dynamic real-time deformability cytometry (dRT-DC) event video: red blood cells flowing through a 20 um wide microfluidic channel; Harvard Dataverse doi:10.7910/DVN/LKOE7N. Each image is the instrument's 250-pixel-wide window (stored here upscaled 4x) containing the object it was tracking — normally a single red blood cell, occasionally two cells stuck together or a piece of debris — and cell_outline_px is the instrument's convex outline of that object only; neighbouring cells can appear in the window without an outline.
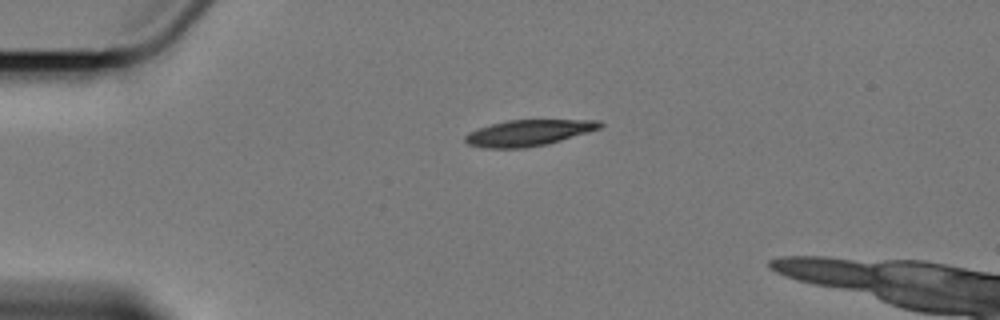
{"species": "Egyptian fruit bat (a non-hibernating species)", "species_latin": "Rousettus aegyptiacus", "temperature_condition": "cold", "stored_images_in_passage": 2, "camera_frame_rate_fps": 3000, "um_per_image_px": 0.085, "animal": {"sex": "female"}, "frame": {"image": 1, "passage_image": 1, "time_ms": 0.0, "image_size_px": [1000, 320], "cell_outline_px": [[604, 124], [600, 128], [588, 132], [548, 144], [524, 148], [484, 148], [468, 144], [464, 140], [464, 136], [468, 132], [492, 124], [508, 120], [600, 120]], "centroid_in_image_um": [44.92, 11.29], "position_along_channel_um": 40.1, "area_um2": 20.4}}